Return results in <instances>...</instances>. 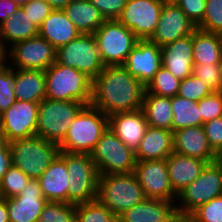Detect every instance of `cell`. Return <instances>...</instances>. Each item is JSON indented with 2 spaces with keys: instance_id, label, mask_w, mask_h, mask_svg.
I'll use <instances>...</instances> for the list:
<instances>
[{
  "instance_id": "74e56055",
  "label": "cell",
  "mask_w": 222,
  "mask_h": 222,
  "mask_svg": "<svg viewBox=\"0 0 222 222\" xmlns=\"http://www.w3.org/2000/svg\"><path fill=\"white\" fill-rule=\"evenodd\" d=\"M187 222H222V195L199 206L187 217Z\"/></svg>"
},
{
  "instance_id": "db71d44e",
  "label": "cell",
  "mask_w": 222,
  "mask_h": 222,
  "mask_svg": "<svg viewBox=\"0 0 222 222\" xmlns=\"http://www.w3.org/2000/svg\"><path fill=\"white\" fill-rule=\"evenodd\" d=\"M170 222H187V218L177 214Z\"/></svg>"
},
{
  "instance_id": "f907efd6",
  "label": "cell",
  "mask_w": 222,
  "mask_h": 222,
  "mask_svg": "<svg viewBox=\"0 0 222 222\" xmlns=\"http://www.w3.org/2000/svg\"><path fill=\"white\" fill-rule=\"evenodd\" d=\"M8 64V49L3 45L0 40V69Z\"/></svg>"
},
{
  "instance_id": "ab89813d",
  "label": "cell",
  "mask_w": 222,
  "mask_h": 222,
  "mask_svg": "<svg viewBox=\"0 0 222 222\" xmlns=\"http://www.w3.org/2000/svg\"><path fill=\"white\" fill-rule=\"evenodd\" d=\"M212 93L213 91L205 85L204 81L193 74L180 81L178 95L182 98L199 102Z\"/></svg>"
},
{
  "instance_id": "f1b7e54d",
  "label": "cell",
  "mask_w": 222,
  "mask_h": 222,
  "mask_svg": "<svg viewBox=\"0 0 222 222\" xmlns=\"http://www.w3.org/2000/svg\"><path fill=\"white\" fill-rule=\"evenodd\" d=\"M16 100L39 103L45 99V71L15 68Z\"/></svg>"
},
{
  "instance_id": "d4e9b609",
  "label": "cell",
  "mask_w": 222,
  "mask_h": 222,
  "mask_svg": "<svg viewBox=\"0 0 222 222\" xmlns=\"http://www.w3.org/2000/svg\"><path fill=\"white\" fill-rule=\"evenodd\" d=\"M42 194L47 201L67 202L69 172L65 161L58 155L38 178Z\"/></svg>"
},
{
  "instance_id": "60d3db41",
  "label": "cell",
  "mask_w": 222,
  "mask_h": 222,
  "mask_svg": "<svg viewBox=\"0 0 222 222\" xmlns=\"http://www.w3.org/2000/svg\"><path fill=\"white\" fill-rule=\"evenodd\" d=\"M193 75L204 81L213 92H221L220 64H194Z\"/></svg>"
},
{
  "instance_id": "c3c4849f",
  "label": "cell",
  "mask_w": 222,
  "mask_h": 222,
  "mask_svg": "<svg viewBox=\"0 0 222 222\" xmlns=\"http://www.w3.org/2000/svg\"><path fill=\"white\" fill-rule=\"evenodd\" d=\"M19 8L14 0H0V25Z\"/></svg>"
},
{
  "instance_id": "ee69618b",
  "label": "cell",
  "mask_w": 222,
  "mask_h": 222,
  "mask_svg": "<svg viewBox=\"0 0 222 222\" xmlns=\"http://www.w3.org/2000/svg\"><path fill=\"white\" fill-rule=\"evenodd\" d=\"M100 11L105 20H117L126 5L127 0H90Z\"/></svg>"
},
{
  "instance_id": "681fc988",
  "label": "cell",
  "mask_w": 222,
  "mask_h": 222,
  "mask_svg": "<svg viewBox=\"0 0 222 222\" xmlns=\"http://www.w3.org/2000/svg\"><path fill=\"white\" fill-rule=\"evenodd\" d=\"M0 222H9L7 198L0 197Z\"/></svg>"
},
{
  "instance_id": "7c38bea8",
  "label": "cell",
  "mask_w": 222,
  "mask_h": 222,
  "mask_svg": "<svg viewBox=\"0 0 222 222\" xmlns=\"http://www.w3.org/2000/svg\"><path fill=\"white\" fill-rule=\"evenodd\" d=\"M57 49L40 35L15 43L8 49L12 68L45 71L56 62Z\"/></svg>"
},
{
  "instance_id": "f6af8a7d",
  "label": "cell",
  "mask_w": 222,
  "mask_h": 222,
  "mask_svg": "<svg viewBox=\"0 0 222 222\" xmlns=\"http://www.w3.org/2000/svg\"><path fill=\"white\" fill-rule=\"evenodd\" d=\"M186 16L197 26L204 17L206 0H174Z\"/></svg>"
},
{
  "instance_id": "4316f807",
  "label": "cell",
  "mask_w": 222,
  "mask_h": 222,
  "mask_svg": "<svg viewBox=\"0 0 222 222\" xmlns=\"http://www.w3.org/2000/svg\"><path fill=\"white\" fill-rule=\"evenodd\" d=\"M38 35L39 28L21 7L0 25V40L7 49Z\"/></svg>"
},
{
  "instance_id": "2e32d148",
  "label": "cell",
  "mask_w": 222,
  "mask_h": 222,
  "mask_svg": "<svg viewBox=\"0 0 222 222\" xmlns=\"http://www.w3.org/2000/svg\"><path fill=\"white\" fill-rule=\"evenodd\" d=\"M197 29L175 1L165 0L157 28L149 39L158 46L192 35Z\"/></svg>"
},
{
  "instance_id": "6f0895ef",
  "label": "cell",
  "mask_w": 222,
  "mask_h": 222,
  "mask_svg": "<svg viewBox=\"0 0 222 222\" xmlns=\"http://www.w3.org/2000/svg\"><path fill=\"white\" fill-rule=\"evenodd\" d=\"M220 75H221V92H222V60L220 62Z\"/></svg>"
},
{
  "instance_id": "f5cc1de1",
  "label": "cell",
  "mask_w": 222,
  "mask_h": 222,
  "mask_svg": "<svg viewBox=\"0 0 222 222\" xmlns=\"http://www.w3.org/2000/svg\"><path fill=\"white\" fill-rule=\"evenodd\" d=\"M213 163L222 165V143L214 150Z\"/></svg>"
},
{
  "instance_id": "277c9868",
  "label": "cell",
  "mask_w": 222,
  "mask_h": 222,
  "mask_svg": "<svg viewBox=\"0 0 222 222\" xmlns=\"http://www.w3.org/2000/svg\"><path fill=\"white\" fill-rule=\"evenodd\" d=\"M97 199L119 216L125 210L143 202L146 196L134 172H129L99 175Z\"/></svg>"
},
{
  "instance_id": "ba28073f",
  "label": "cell",
  "mask_w": 222,
  "mask_h": 222,
  "mask_svg": "<svg viewBox=\"0 0 222 222\" xmlns=\"http://www.w3.org/2000/svg\"><path fill=\"white\" fill-rule=\"evenodd\" d=\"M90 155L99 175L134 172L137 162L135 152L128 148L109 127Z\"/></svg>"
},
{
  "instance_id": "f35d334b",
  "label": "cell",
  "mask_w": 222,
  "mask_h": 222,
  "mask_svg": "<svg viewBox=\"0 0 222 222\" xmlns=\"http://www.w3.org/2000/svg\"><path fill=\"white\" fill-rule=\"evenodd\" d=\"M197 28L212 33L222 32V0H206L204 17Z\"/></svg>"
},
{
  "instance_id": "d6986e66",
  "label": "cell",
  "mask_w": 222,
  "mask_h": 222,
  "mask_svg": "<svg viewBox=\"0 0 222 222\" xmlns=\"http://www.w3.org/2000/svg\"><path fill=\"white\" fill-rule=\"evenodd\" d=\"M109 129L136 152L148 127L143 111L116 113L108 116Z\"/></svg>"
},
{
  "instance_id": "7dc6e473",
  "label": "cell",
  "mask_w": 222,
  "mask_h": 222,
  "mask_svg": "<svg viewBox=\"0 0 222 222\" xmlns=\"http://www.w3.org/2000/svg\"><path fill=\"white\" fill-rule=\"evenodd\" d=\"M11 166V148L9 143H7L2 149H0V182L4 174Z\"/></svg>"
},
{
  "instance_id": "d590c367",
  "label": "cell",
  "mask_w": 222,
  "mask_h": 222,
  "mask_svg": "<svg viewBox=\"0 0 222 222\" xmlns=\"http://www.w3.org/2000/svg\"><path fill=\"white\" fill-rule=\"evenodd\" d=\"M30 180L24 172L12 165L0 182V197L9 198L18 195Z\"/></svg>"
},
{
  "instance_id": "83f0119b",
  "label": "cell",
  "mask_w": 222,
  "mask_h": 222,
  "mask_svg": "<svg viewBox=\"0 0 222 222\" xmlns=\"http://www.w3.org/2000/svg\"><path fill=\"white\" fill-rule=\"evenodd\" d=\"M63 11L81 34H93L106 21L90 0H72Z\"/></svg>"
},
{
  "instance_id": "bcb514c9",
  "label": "cell",
  "mask_w": 222,
  "mask_h": 222,
  "mask_svg": "<svg viewBox=\"0 0 222 222\" xmlns=\"http://www.w3.org/2000/svg\"><path fill=\"white\" fill-rule=\"evenodd\" d=\"M209 145L215 150L222 143V117L203 124Z\"/></svg>"
},
{
  "instance_id": "680465c9",
  "label": "cell",
  "mask_w": 222,
  "mask_h": 222,
  "mask_svg": "<svg viewBox=\"0 0 222 222\" xmlns=\"http://www.w3.org/2000/svg\"><path fill=\"white\" fill-rule=\"evenodd\" d=\"M220 39H221V44H222V32L219 33Z\"/></svg>"
},
{
  "instance_id": "cb8c5ba5",
  "label": "cell",
  "mask_w": 222,
  "mask_h": 222,
  "mask_svg": "<svg viewBox=\"0 0 222 222\" xmlns=\"http://www.w3.org/2000/svg\"><path fill=\"white\" fill-rule=\"evenodd\" d=\"M173 152V131L148 126L135 156L136 161L162 160Z\"/></svg>"
},
{
  "instance_id": "816d5d0a",
  "label": "cell",
  "mask_w": 222,
  "mask_h": 222,
  "mask_svg": "<svg viewBox=\"0 0 222 222\" xmlns=\"http://www.w3.org/2000/svg\"><path fill=\"white\" fill-rule=\"evenodd\" d=\"M53 9L63 10L72 0H46Z\"/></svg>"
},
{
  "instance_id": "484cf974",
  "label": "cell",
  "mask_w": 222,
  "mask_h": 222,
  "mask_svg": "<svg viewBox=\"0 0 222 222\" xmlns=\"http://www.w3.org/2000/svg\"><path fill=\"white\" fill-rule=\"evenodd\" d=\"M81 33L63 10L54 9L39 27V35L58 49L76 39Z\"/></svg>"
},
{
  "instance_id": "8d00e7d4",
  "label": "cell",
  "mask_w": 222,
  "mask_h": 222,
  "mask_svg": "<svg viewBox=\"0 0 222 222\" xmlns=\"http://www.w3.org/2000/svg\"><path fill=\"white\" fill-rule=\"evenodd\" d=\"M15 68L9 64L0 69V115L16 101Z\"/></svg>"
},
{
  "instance_id": "9a60e30c",
  "label": "cell",
  "mask_w": 222,
  "mask_h": 222,
  "mask_svg": "<svg viewBox=\"0 0 222 222\" xmlns=\"http://www.w3.org/2000/svg\"><path fill=\"white\" fill-rule=\"evenodd\" d=\"M134 174L146 198L177 201L178 195L173 191L169 181L166 159L137 161Z\"/></svg>"
},
{
  "instance_id": "7402d4cb",
  "label": "cell",
  "mask_w": 222,
  "mask_h": 222,
  "mask_svg": "<svg viewBox=\"0 0 222 222\" xmlns=\"http://www.w3.org/2000/svg\"><path fill=\"white\" fill-rule=\"evenodd\" d=\"M166 164L171 187L178 195L199 177L208 162L173 152L166 159Z\"/></svg>"
},
{
  "instance_id": "52a82bcc",
  "label": "cell",
  "mask_w": 222,
  "mask_h": 222,
  "mask_svg": "<svg viewBox=\"0 0 222 222\" xmlns=\"http://www.w3.org/2000/svg\"><path fill=\"white\" fill-rule=\"evenodd\" d=\"M86 105L78 101L45 98L39 102L36 136L60 144L72 121Z\"/></svg>"
},
{
  "instance_id": "e575fe53",
  "label": "cell",
  "mask_w": 222,
  "mask_h": 222,
  "mask_svg": "<svg viewBox=\"0 0 222 222\" xmlns=\"http://www.w3.org/2000/svg\"><path fill=\"white\" fill-rule=\"evenodd\" d=\"M38 222H76V205L47 201Z\"/></svg>"
},
{
  "instance_id": "8fae6325",
  "label": "cell",
  "mask_w": 222,
  "mask_h": 222,
  "mask_svg": "<svg viewBox=\"0 0 222 222\" xmlns=\"http://www.w3.org/2000/svg\"><path fill=\"white\" fill-rule=\"evenodd\" d=\"M56 61L85 73L92 80L104 68L94 34H80L68 44L59 47Z\"/></svg>"
},
{
  "instance_id": "3957f363",
  "label": "cell",
  "mask_w": 222,
  "mask_h": 222,
  "mask_svg": "<svg viewBox=\"0 0 222 222\" xmlns=\"http://www.w3.org/2000/svg\"><path fill=\"white\" fill-rule=\"evenodd\" d=\"M108 127L107 115L91 105L85 106L58 145L60 152L90 154Z\"/></svg>"
},
{
  "instance_id": "b9f144b4",
  "label": "cell",
  "mask_w": 222,
  "mask_h": 222,
  "mask_svg": "<svg viewBox=\"0 0 222 222\" xmlns=\"http://www.w3.org/2000/svg\"><path fill=\"white\" fill-rule=\"evenodd\" d=\"M198 108L204 123L218 117H222V92H213L198 102Z\"/></svg>"
},
{
  "instance_id": "8992f818",
  "label": "cell",
  "mask_w": 222,
  "mask_h": 222,
  "mask_svg": "<svg viewBox=\"0 0 222 222\" xmlns=\"http://www.w3.org/2000/svg\"><path fill=\"white\" fill-rule=\"evenodd\" d=\"M69 172L67 203L81 204L97 199L99 174L87 153L60 152Z\"/></svg>"
},
{
  "instance_id": "6da1fadb",
  "label": "cell",
  "mask_w": 222,
  "mask_h": 222,
  "mask_svg": "<svg viewBox=\"0 0 222 222\" xmlns=\"http://www.w3.org/2000/svg\"><path fill=\"white\" fill-rule=\"evenodd\" d=\"M145 91L146 87L123 65L104 66L92 80L90 105L107 116L138 111Z\"/></svg>"
},
{
  "instance_id": "1f68e13d",
  "label": "cell",
  "mask_w": 222,
  "mask_h": 222,
  "mask_svg": "<svg viewBox=\"0 0 222 222\" xmlns=\"http://www.w3.org/2000/svg\"><path fill=\"white\" fill-rule=\"evenodd\" d=\"M171 107L173 132L186 127L202 126V115L197 101L175 95L171 97Z\"/></svg>"
},
{
  "instance_id": "7bdbcfd3",
  "label": "cell",
  "mask_w": 222,
  "mask_h": 222,
  "mask_svg": "<svg viewBox=\"0 0 222 222\" xmlns=\"http://www.w3.org/2000/svg\"><path fill=\"white\" fill-rule=\"evenodd\" d=\"M20 7L38 28L44 19L54 10L46 0H28Z\"/></svg>"
},
{
  "instance_id": "9c48e42d",
  "label": "cell",
  "mask_w": 222,
  "mask_h": 222,
  "mask_svg": "<svg viewBox=\"0 0 222 222\" xmlns=\"http://www.w3.org/2000/svg\"><path fill=\"white\" fill-rule=\"evenodd\" d=\"M221 195L222 165L208 163L199 177L178 194L177 214L187 218L199 206Z\"/></svg>"
},
{
  "instance_id": "ac0fdd59",
  "label": "cell",
  "mask_w": 222,
  "mask_h": 222,
  "mask_svg": "<svg viewBox=\"0 0 222 222\" xmlns=\"http://www.w3.org/2000/svg\"><path fill=\"white\" fill-rule=\"evenodd\" d=\"M47 200L38 179H31L16 196L7 198L9 222H38Z\"/></svg>"
},
{
  "instance_id": "4fadbf2b",
  "label": "cell",
  "mask_w": 222,
  "mask_h": 222,
  "mask_svg": "<svg viewBox=\"0 0 222 222\" xmlns=\"http://www.w3.org/2000/svg\"><path fill=\"white\" fill-rule=\"evenodd\" d=\"M164 2L165 0H127L117 20L139 40L150 39L157 28Z\"/></svg>"
},
{
  "instance_id": "4dcf8cb0",
  "label": "cell",
  "mask_w": 222,
  "mask_h": 222,
  "mask_svg": "<svg viewBox=\"0 0 222 222\" xmlns=\"http://www.w3.org/2000/svg\"><path fill=\"white\" fill-rule=\"evenodd\" d=\"M141 110L144 113L148 126L172 131L173 113L171 97L145 92Z\"/></svg>"
},
{
  "instance_id": "f546056e",
  "label": "cell",
  "mask_w": 222,
  "mask_h": 222,
  "mask_svg": "<svg viewBox=\"0 0 222 222\" xmlns=\"http://www.w3.org/2000/svg\"><path fill=\"white\" fill-rule=\"evenodd\" d=\"M192 47L194 64H220L222 44L219 33L197 28L192 33Z\"/></svg>"
},
{
  "instance_id": "5b68a950",
  "label": "cell",
  "mask_w": 222,
  "mask_h": 222,
  "mask_svg": "<svg viewBox=\"0 0 222 222\" xmlns=\"http://www.w3.org/2000/svg\"><path fill=\"white\" fill-rule=\"evenodd\" d=\"M9 145L12 165L30 179H38L60 153L58 144L36 135L13 140Z\"/></svg>"
},
{
  "instance_id": "5bb4252c",
  "label": "cell",
  "mask_w": 222,
  "mask_h": 222,
  "mask_svg": "<svg viewBox=\"0 0 222 222\" xmlns=\"http://www.w3.org/2000/svg\"><path fill=\"white\" fill-rule=\"evenodd\" d=\"M39 103L16 100L0 115V130L6 141L36 135Z\"/></svg>"
},
{
  "instance_id": "603a6c76",
  "label": "cell",
  "mask_w": 222,
  "mask_h": 222,
  "mask_svg": "<svg viewBox=\"0 0 222 222\" xmlns=\"http://www.w3.org/2000/svg\"><path fill=\"white\" fill-rule=\"evenodd\" d=\"M177 215L176 202L148 199L118 216L122 222H170Z\"/></svg>"
},
{
  "instance_id": "9f6ffc18",
  "label": "cell",
  "mask_w": 222,
  "mask_h": 222,
  "mask_svg": "<svg viewBox=\"0 0 222 222\" xmlns=\"http://www.w3.org/2000/svg\"><path fill=\"white\" fill-rule=\"evenodd\" d=\"M18 5L22 6L25 4L28 0H14Z\"/></svg>"
},
{
  "instance_id": "30bf717a",
  "label": "cell",
  "mask_w": 222,
  "mask_h": 222,
  "mask_svg": "<svg viewBox=\"0 0 222 222\" xmlns=\"http://www.w3.org/2000/svg\"><path fill=\"white\" fill-rule=\"evenodd\" d=\"M93 34L104 66L123 65L139 40L118 20H106Z\"/></svg>"
},
{
  "instance_id": "e0dca14e",
  "label": "cell",
  "mask_w": 222,
  "mask_h": 222,
  "mask_svg": "<svg viewBox=\"0 0 222 222\" xmlns=\"http://www.w3.org/2000/svg\"><path fill=\"white\" fill-rule=\"evenodd\" d=\"M123 66L146 87L162 66L161 47L149 39L138 40Z\"/></svg>"
},
{
  "instance_id": "ffe728a7",
  "label": "cell",
  "mask_w": 222,
  "mask_h": 222,
  "mask_svg": "<svg viewBox=\"0 0 222 222\" xmlns=\"http://www.w3.org/2000/svg\"><path fill=\"white\" fill-rule=\"evenodd\" d=\"M174 153L213 162L214 150L209 145L203 126L186 127L173 132Z\"/></svg>"
},
{
  "instance_id": "7a4b0ae2",
  "label": "cell",
  "mask_w": 222,
  "mask_h": 222,
  "mask_svg": "<svg viewBox=\"0 0 222 222\" xmlns=\"http://www.w3.org/2000/svg\"><path fill=\"white\" fill-rule=\"evenodd\" d=\"M45 98L60 101H78L90 105L92 79L73 67L57 61L45 70Z\"/></svg>"
},
{
  "instance_id": "d6a6232c",
  "label": "cell",
  "mask_w": 222,
  "mask_h": 222,
  "mask_svg": "<svg viewBox=\"0 0 222 222\" xmlns=\"http://www.w3.org/2000/svg\"><path fill=\"white\" fill-rule=\"evenodd\" d=\"M113 214L98 199L76 205V222H116Z\"/></svg>"
},
{
  "instance_id": "44dd1931",
  "label": "cell",
  "mask_w": 222,
  "mask_h": 222,
  "mask_svg": "<svg viewBox=\"0 0 222 222\" xmlns=\"http://www.w3.org/2000/svg\"><path fill=\"white\" fill-rule=\"evenodd\" d=\"M162 66L182 80L193 74L192 35L161 46Z\"/></svg>"
},
{
  "instance_id": "11a10c76",
  "label": "cell",
  "mask_w": 222,
  "mask_h": 222,
  "mask_svg": "<svg viewBox=\"0 0 222 222\" xmlns=\"http://www.w3.org/2000/svg\"><path fill=\"white\" fill-rule=\"evenodd\" d=\"M7 143L6 138L0 130V149H2Z\"/></svg>"
},
{
  "instance_id": "836d02e7",
  "label": "cell",
  "mask_w": 222,
  "mask_h": 222,
  "mask_svg": "<svg viewBox=\"0 0 222 222\" xmlns=\"http://www.w3.org/2000/svg\"><path fill=\"white\" fill-rule=\"evenodd\" d=\"M180 81L167 68L161 66L154 78L146 86L145 92L158 96L174 97L178 95Z\"/></svg>"
}]
</instances>
